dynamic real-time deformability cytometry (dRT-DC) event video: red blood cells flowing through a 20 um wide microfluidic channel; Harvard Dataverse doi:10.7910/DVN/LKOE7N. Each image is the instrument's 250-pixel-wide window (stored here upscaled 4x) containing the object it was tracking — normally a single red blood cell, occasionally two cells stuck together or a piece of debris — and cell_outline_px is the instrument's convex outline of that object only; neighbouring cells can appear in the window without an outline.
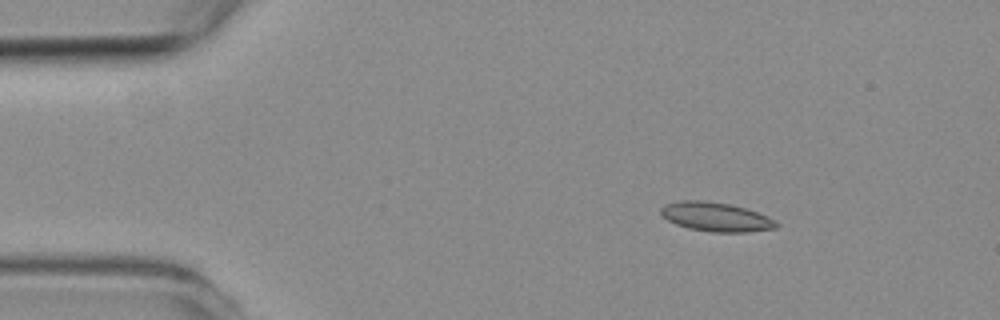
{"species": "common noctule bat (a hibernating species)", "species_latin": "Nyctalus noctula", "temperature_condition": "room temperature", "stored_images_in_passage": 6, "segment_of_instrument_passage": [1, 2], "camera_frame_rate_fps": 3000, "um_per_image_px": 0.085, "animal": {"sex": "female", "body_mass_g": 19.3, "forearm_length_mm": 54.1}, "frame": {"image": 1, "passage_image": 3, "time_ms": 2.333, "image_size_px": [1000, 320], "cell_outline_px": [[780, 224], [776, 228], [748, 232], [712, 232], [688, 228], [676, 224], [668, 220], [660, 212], [660, 208], [664, 204], [680, 200], [704, 200], [732, 204], [756, 212], [776, 220]], "centroid_in_image_um": [60.85, 18.43], "position_along_channel_um": 24.2, "area_um2": 19.65}}